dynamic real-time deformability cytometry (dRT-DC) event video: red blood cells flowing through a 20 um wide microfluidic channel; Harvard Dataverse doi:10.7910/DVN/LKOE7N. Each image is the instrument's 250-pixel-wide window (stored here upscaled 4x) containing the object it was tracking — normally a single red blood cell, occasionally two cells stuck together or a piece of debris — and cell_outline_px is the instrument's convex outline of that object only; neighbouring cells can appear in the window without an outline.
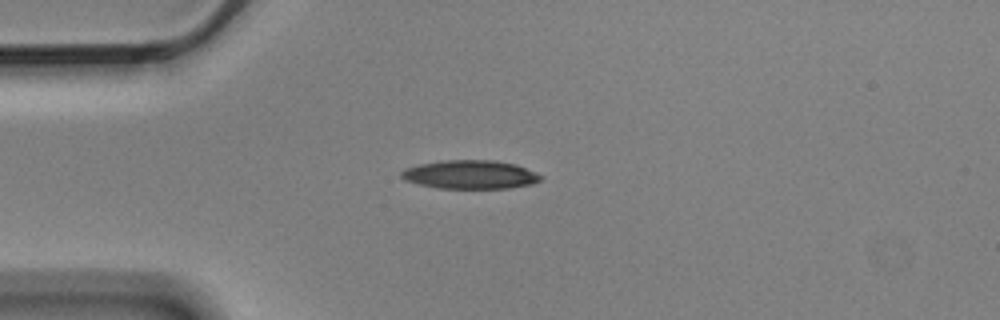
{"species": "Egyptian fruit bat (a non-hibernating species)", "species_latin": "Rousettus aegyptiacus", "temperature_condition": "cold", "stored_images_in_passage": 12, "camera_frame_rate_fps": 3000, "um_per_image_px": 0.085, "animal": {"sex": "male"}, "frame": {"image": 1, "passage_image": 1, "time_ms": 0.0, "image_size_px": [1000, 320], "cell_outline_px": [[544, 176], [540, 180], [532, 184], [512, 188], [436, 188], [404, 180], [400, 176], [400, 172], [404, 168], [420, 164], [444, 160], [492, 160], [516, 164], [536, 172]], "centroid_in_image_um": [39.98, 14.84], "position_along_channel_um": 45.0, "area_um2": 23.35}}
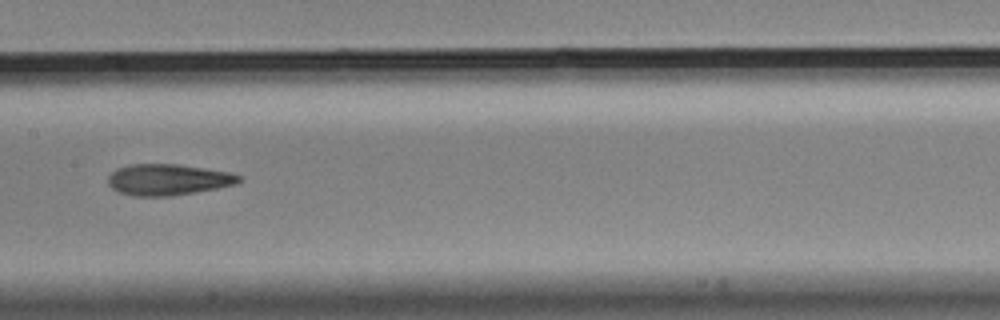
{"frame": {"image": 2, "passage_image": 5, "time_ms": 1.333, "image_size_px": [1000, 320], "cell_outline_px": [[240, 180], [236, 184], [196, 192], [172, 196], [132, 196], [120, 192], [112, 188], [108, 184], [108, 176], [116, 168], [132, 164], [176, 164], [228, 172], [240, 176]], "centroid_in_image_um": [14.23, 15.27], "position_along_channel_um": 193.2, "area_um2": 23.58}}
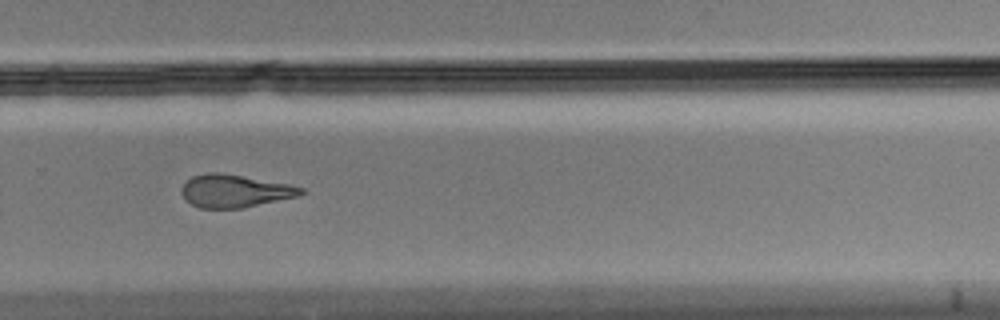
{"frame": {"image": 3, "passage_image": 8, "time_ms": 2.333, "image_size_px": [1000, 320], "cell_outline_px": [[304, 192], [300, 196], [244, 208], [200, 208], [184, 200], [180, 192], [180, 188], [192, 176], [208, 172], [220, 172], [288, 184], [304, 188]], "centroid_in_image_um": [19.93, 16.24], "position_along_channel_um": 309.9, "area_um2": 22.95}}